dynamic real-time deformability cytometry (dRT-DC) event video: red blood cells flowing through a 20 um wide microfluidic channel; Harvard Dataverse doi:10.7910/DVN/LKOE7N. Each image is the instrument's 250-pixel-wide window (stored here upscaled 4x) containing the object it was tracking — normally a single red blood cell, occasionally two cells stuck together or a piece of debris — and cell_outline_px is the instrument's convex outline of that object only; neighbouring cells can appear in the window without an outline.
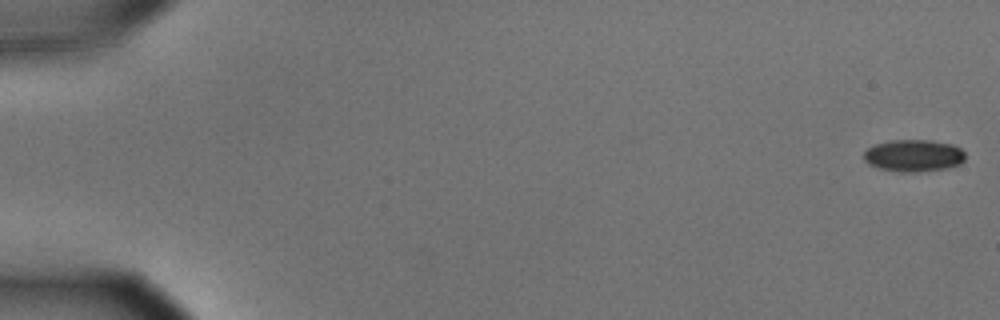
{"species": "common noctule bat (a hibernating species)", "species_latin": "Nyctalus noctula", "temperature_condition": "cold", "stored_images_in_passage": 57, "camera_frame_rate_fps": 3000, "um_per_image_px": 0.085, "animal": {"sex": "male", "body_mass_g": 15.6}, "frame": {"image": 1, "passage_image": 1, "time_ms": 0.0, "image_size_px": [1000, 320], "cell_outline_px": [[964, 160], [960, 164], [948, 168], [916, 172], [900, 172], [880, 168], [868, 164], [864, 160], [864, 152], [868, 148], [876, 144], [892, 140], [932, 140], [952, 144], [960, 148], [964, 152]], "centroid_in_image_um": [77.67, 13.22], "position_along_channel_um": 7.3, "area_um2": 18.96}}
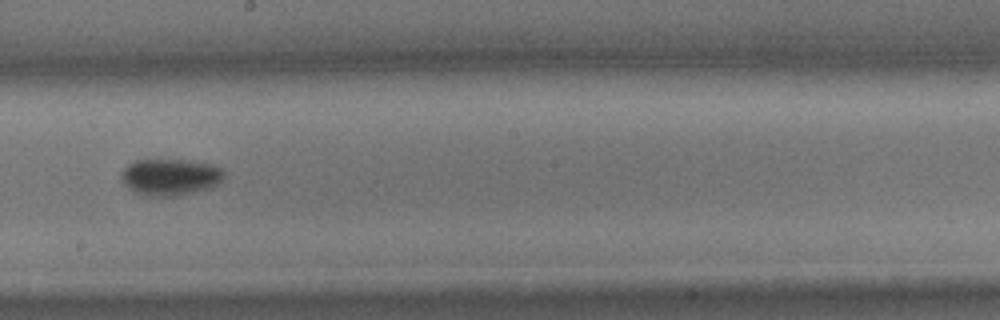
{"frame": {"image": 2, "passage_image": 33, "time_ms": 10.667, "image_size_px": [1000, 320], "cell_outline_px": [[228, 172], [220, 184], [212, 188], [180, 196], [140, 196], [124, 184], [120, 180], [120, 172], [128, 164], [136, 160], [188, 160], [212, 164], [224, 168]], "centroid_in_image_um": [14.53, 15.06], "position_along_channel_um": 233.7, "area_um2": 22.72}}
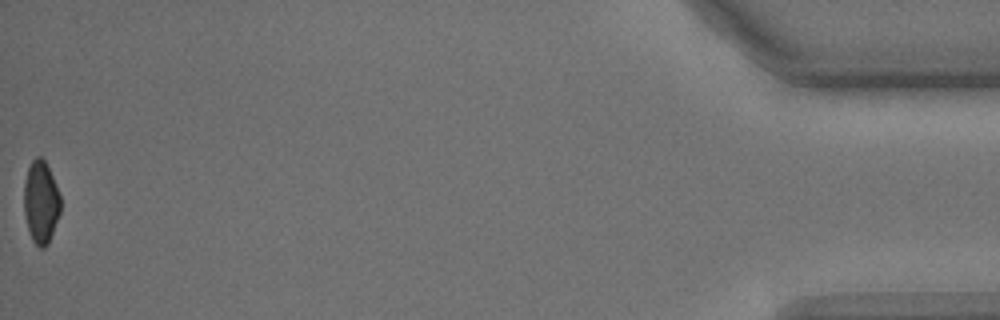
{"frame": {"image": 3, "passage_image": 57, "time_ms": 18.667, "image_size_px": [1000, 320], "cell_outline_px": [[60, 212], [48, 244], [44, 248], [40, 248], [32, 240], [28, 228], [24, 212], [24, 180], [28, 168], [32, 160], [36, 156], [40, 156], [44, 160], [56, 184], [60, 196]], "centroid_in_image_um": [3.47, 17.17], "position_along_channel_um": 431.7, "area_um2": 17.46}, "authors_computed_cell_mechanics": {"area_um2": 20.1144, "velocity_mm_per_s": 3.5961, "shape_relaxation_time_tau1_ms": 3.2381, "shape_relaxation_time_tau2_ms": null, "deformation_change_tau1": 0.0796, "deformation_change_tau2": null}}